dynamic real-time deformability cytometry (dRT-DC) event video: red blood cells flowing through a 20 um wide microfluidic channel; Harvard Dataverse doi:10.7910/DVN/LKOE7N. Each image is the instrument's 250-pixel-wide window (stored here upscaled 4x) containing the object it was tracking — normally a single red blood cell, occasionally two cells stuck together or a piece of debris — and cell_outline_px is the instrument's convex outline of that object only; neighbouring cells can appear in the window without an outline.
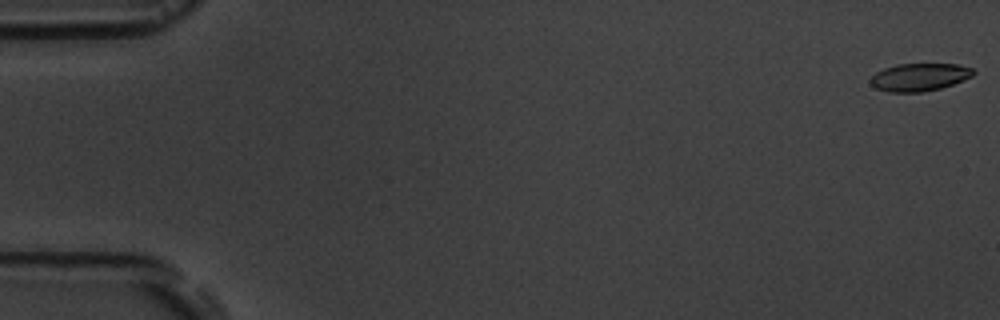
{"species": "common noctule bat (a hibernating species)", "species_latin": "Nyctalus noctula", "temperature_condition": "room temperature", "stored_images_in_passage": 5, "camera_frame_rate_fps": 3000, "um_per_image_px": 0.085, "animal": {"sex": "male", "body_mass_g": 19.5, "forearm_length_mm": 54.6}, "frame": {"image": 1, "passage_image": 1, "time_ms": 0.0, "image_size_px": [1000, 320], "cell_outline_px": [[976, 72], [972, 76], [952, 84], [940, 88], [924, 92], [888, 92], [876, 88], [868, 80], [876, 72], [884, 68], [896, 64], [956, 64], [972, 68]], "centroid_in_image_um": [78.13, 6.55], "position_along_channel_um": 6.9, "area_um2": 16.59}}
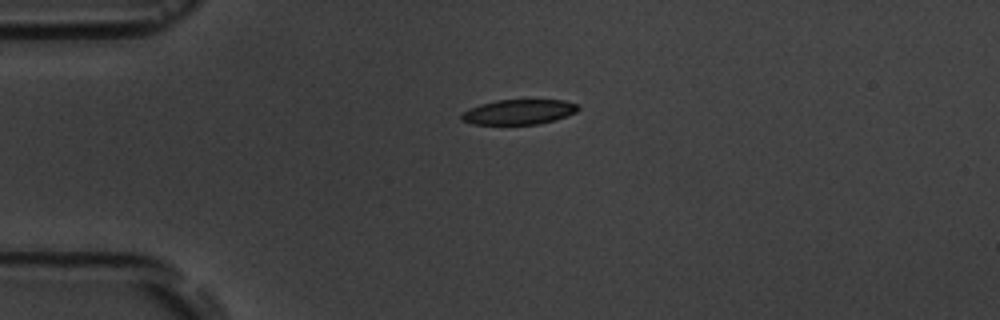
{"frame": {"image": 2, "passage_image": 4, "time_ms": 4.333, "image_size_px": [1000, 320], "cell_outline_px": [[580, 108], [576, 112], [556, 120], [540, 124], [472, 124], [460, 120], [460, 116], [464, 112], [480, 104], [496, 100], [564, 100], [580, 104]], "centroid_in_image_um": [44.14, 9.51], "position_along_channel_um": 40.9, "area_um2": 17.05}}